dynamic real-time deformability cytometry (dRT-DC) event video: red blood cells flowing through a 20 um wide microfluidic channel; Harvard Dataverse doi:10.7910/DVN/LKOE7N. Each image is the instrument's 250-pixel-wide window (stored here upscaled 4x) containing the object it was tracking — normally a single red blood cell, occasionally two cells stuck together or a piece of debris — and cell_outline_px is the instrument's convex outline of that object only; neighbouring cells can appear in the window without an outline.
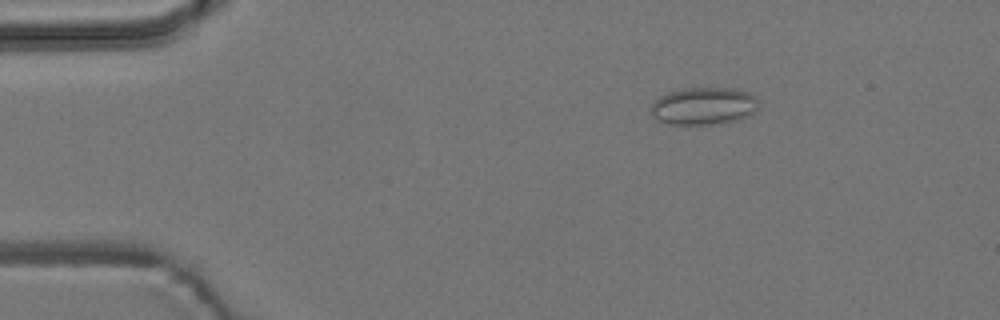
{"species": "common noctule bat (a hibernating species)", "species_latin": "Nyctalus noctula", "temperature_condition": "room temperature", "stored_images_in_passage": 4, "camera_frame_rate_fps": 3000, "um_per_image_px": 0.085, "animal": {"sex": "male", "body_mass_g": 19.2, "forearm_length_mm": 51.8}, "frame": {"image": 1, "passage_image": 3, "time_ms": 2.333, "image_size_px": [1000, 320], "cell_outline_px": [[760, 108], [752, 116], [736, 120], [708, 124], [668, 124], [656, 120], [652, 116], [652, 104], [660, 96], [668, 92], [684, 88], [736, 88], [752, 92], [760, 100]], "centroid_in_image_um": [59.91, 9.0], "position_along_channel_um": 25.1, "area_um2": 23.99}}